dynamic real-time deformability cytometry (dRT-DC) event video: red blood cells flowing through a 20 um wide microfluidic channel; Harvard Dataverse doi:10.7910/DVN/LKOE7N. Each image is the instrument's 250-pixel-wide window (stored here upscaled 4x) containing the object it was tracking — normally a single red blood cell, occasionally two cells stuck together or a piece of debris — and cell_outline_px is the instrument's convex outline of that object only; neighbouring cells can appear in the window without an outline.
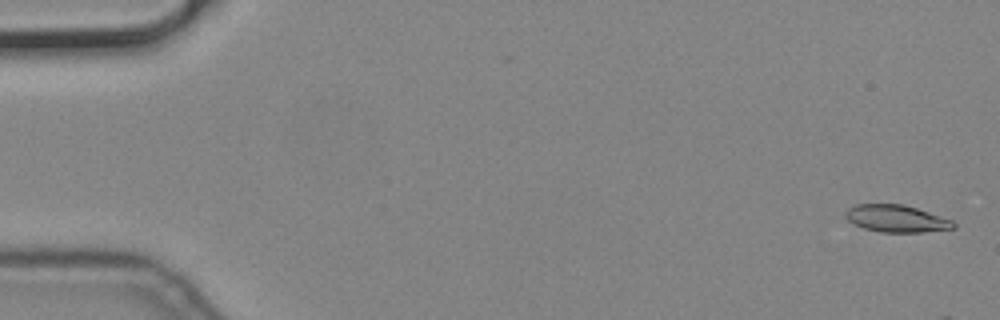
{"species": "common noctule bat (a hibernating species)", "species_latin": "Nyctalus noctula", "temperature_condition": "cold", "stored_images_in_passage": 13, "camera_frame_rate_fps": 3000, "um_per_image_px": 0.085, "animal": {"sex": "male", "body_mass_g": 19.2, "forearm_length_mm": 51.8}, "frame": {"image": 1, "passage_image": 2, "time_ms": 0.333, "image_size_px": [1000, 320], "cell_outline_px": [[956, 228], [924, 232], [880, 232], [864, 228], [848, 220], [844, 216], [844, 212], [848, 208], [856, 204], [904, 204], [952, 220], [956, 224]], "centroid_in_image_um": [76.19, 18.58], "position_along_channel_um": 8.8, "area_um2": 17.05}}